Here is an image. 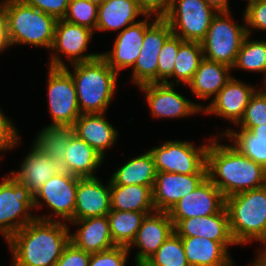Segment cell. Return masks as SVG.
Wrapping results in <instances>:
<instances>
[{
	"instance_id": "obj_14",
	"label": "cell",
	"mask_w": 266,
	"mask_h": 266,
	"mask_svg": "<svg viewBox=\"0 0 266 266\" xmlns=\"http://www.w3.org/2000/svg\"><path fill=\"white\" fill-rule=\"evenodd\" d=\"M145 93L150 113L156 118H181L202 112L204 105L193 103L174 86L166 83H150L139 87Z\"/></svg>"
},
{
	"instance_id": "obj_23",
	"label": "cell",
	"mask_w": 266,
	"mask_h": 266,
	"mask_svg": "<svg viewBox=\"0 0 266 266\" xmlns=\"http://www.w3.org/2000/svg\"><path fill=\"white\" fill-rule=\"evenodd\" d=\"M63 171L59 162L52 161L49 156L37 148L34 144L31 151L23 160L18 172L11 171L10 175L22 182L34 195L53 175Z\"/></svg>"
},
{
	"instance_id": "obj_1",
	"label": "cell",
	"mask_w": 266,
	"mask_h": 266,
	"mask_svg": "<svg viewBox=\"0 0 266 266\" xmlns=\"http://www.w3.org/2000/svg\"><path fill=\"white\" fill-rule=\"evenodd\" d=\"M6 242L11 266H55L70 242L69 224L35 218Z\"/></svg>"
},
{
	"instance_id": "obj_33",
	"label": "cell",
	"mask_w": 266,
	"mask_h": 266,
	"mask_svg": "<svg viewBox=\"0 0 266 266\" xmlns=\"http://www.w3.org/2000/svg\"><path fill=\"white\" fill-rule=\"evenodd\" d=\"M73 133V126L47 125L35 137L33 144L51 158L52 161L64 162L68 140Z\"/></svg>"
},
{
	"instance_id": "obj_9",
	"label": "cell",
	"mask_w": 266,
	"mask_h": 266,
	"mask_svg": "<svg viewBox=\"0 0 266 266\" xmlns=\"http://www.w3.org/2000/svg\"><path fill=\"white\" fill-rule=\"evenodd\" d=\"M207 148V144L196 147L191 142L169 140L149 151L157 172L207 174Z\"/></svg>"
},
{
	"instance_id": "obj_8",
	"label": "cell",
	"mask_w": 266,
	"mask_h": 266,
	"mask_svg": "<svg viewBox=\"0 0 266 266\" xmlns=\"http://www.w3.org/2000/svg\"><path fill=\"white\" fill-rule=\"evenodd\" d=\"M217 13L204 0H172L163 18L174 35L184 41L201 43Z\"/></svg>"
},
{
	"instance_id": "obj_11",
	"label": "cell",
	"mask_w": 266,
	"mask_h": 266,
	"mask_svg": "<svg viewBox=\"0 0 266 266\" xmlns=\"http://www.w3.org/2000/svg\"><path fill=\"white\" fill-rule=\"evenodd\" d=\"M93 34L94 31L88 27L73 24L64 19L58 20L51 47L53 53L51 54L49 67L64 68L67 66L66 62L60 57L61 54H64L71 64L87 62L98 58L101 53H84L88 49V44Z\"/></svg>"
},
{
	"instance_id": "obj_40",
	"label": "cell",
	"mask_w": 266,
	"mask_h": 266,
	"mask_svg": "<svg viewBox=\"0 0 266 266\" xmlns=\"http://www.w3.org/2000/svg\"><path fill=\"white\" fill-rule=\"evenodd\" d=\"M244 14L247 34L251 29L266 30V0H248Z\"/></svg>"
},
{
	"instance_id": "obj_45",
	"label": "cell",
	"mask_w": 266,
	"mask_h": 266,
	"mask_svg": "<svg viewBox=\"0 0 266 266\" xmlns=\"http://www.w3.org/2000/svg\"><path fill=\"white\" fill-rule=\"evenodd\" d=\"M140 9L146 14L155 17H164L172 0H136Z\"/></svg>"
},
{
	"instance_id": "obj_12",
	"label": "cell",
	"mask_w": 266,
	"mask_h": 266,
	"mask_svg": "<svg viewBox=\"0 0 266 266\" xmlns=\"http://www.w3.org/2000/svg\"><path fill=\"white\" fill-rule=\"evenodd\" d=\"M48 70L46 86L52 118L50 125L73 126L81 115L74 81L64 68L49 67Z\"/></svg>"
},
{
	"instance_id": "obj_26",
	"label": "cell",
	"mask_w": 266,
	"mask_h": 266,
	"mask_svg": "<svg viewBox=\"0 0 266 266\" xmlns=\"http://www.w3.org/2000/svg\"><path fill=\"white\" fill-rule=\"evenodd\" d=\"M190 266H233L231 256L220 242L205 237H181Z\"/></svg>"
},
{
	"instance_id": "obj_32",
	"label": "cell",
	"mask_w": 266,
	"mask_h": 266,
	"mask_svg": "<svg viewBox=\"0 0 266 266\" xmlns=\"http://www.w3.org/2000/svg\"><path fill=\"white\" fill-rule=\"evenodd\" d=\"M153 212L117 211L110 210V233L115 246L129 247L146 215Z\"/></svg>"
},
{
	"instance_id": "obj_30",
	"label": "cell",
	"mask_w": 266,
	"mask_h": 266,
	"mask_svg": "<svg viewBox=\"0 0 266 266\" xmlns=\"http://www.w3.org/2000/svg\"><path fill=\"white\" fill-rule=\"evenodd\" d=\"M219 136L233 141L231 145L242 155L266 169V123L253 127L251 130L240 128L239 132L227 129Z\"/></svg>"
},
{
	"instance_id": "obj_4",
	"label": "cell",
	"mask_w": 266,
	"mask_h": 266,
	"mask_svg": "<svg viewBox=\"0 0 266 266\" xmlns=\"http://www.w3.org/2000/svg\"><path fill=\"white\" fill-rule=\"evenodd\" d=\"M231 235L239 244L256 240L266 252V185L225 199Z\"/></svg>"
},
{
	"instance_id": "obj_27",
	"label": "cell",
	"mask_w": 266,
	"mask_h": 266,
	"mask_svg": "<svg viewBox=\"0 0 266 266\" xmlns=\"http://www.w3.org/2000/svg\"><path fill=\"white\" fill-rule=\"evenodd\" d=\"M232 68L203 58L193 79L187 85L191 92L199 99L208 100L215 97L225 84L233 77L230 76Z\"/></svg>"
},
{
	"instance_id": "obj_34",
	"label": "cell",
	"mask_w": 266,
	"mask_h": 266,
	"mask_svg": "<svg viewBox=\"0 0 266 266\" xmlns=\"http://www.w3.org/2000/svg\"><path fill=\"white\" fill-rule=\"evenodd\" d=\"M203 56V48L200 42L184 41L176 55L173 75L175 81L168 82L170 85L183 83L188 85L193 79L194 73L199 67ZM175 83V84H174Z\"/></svg>"
},
{
	"instance_id": "obj_42",
	"label": "cell",
	"mask_w": 266,
	"mask_h": 266,
	"mask_svg": "<svg viewBox=\"0 0 266 266\" xmlns=\"http://www.w3.org/2000/svg\"><path fill=\"white\" fill-rule=\"evenodd\" d=\"M11 119L0 109V151H6L19 144L20 136Z\"/></svg>"
},
{
	"instance_id": "obj_2",
	"label": "cell",
	"mask_w": 266,
	"mask_h": 266,
	"mask_svg": "<svg viewBox=\"0 0 266 266\" xmlns=\"http://www.w3.org/2000/svg\"><path fill=\"white\" fill-rule=\"evenodd\" d=\"M214 138L206 153L207 178L225 198L266 185V169L242 155L232 145H223Z\"/></svg>"
},
{
	"instance_id": "obj_25",
	"label": "cell",
	"mask_w": 266,
	"mask_h": 266,
	"mask_svg": "<svg viewBox=\"0 0 266 266\" xmlns=\"http://www.w3.org/2000/svg\"><path fill=\"white\" fill-rule=\"evenodd\" d=\"M103 161L104 158L96 150L72 133L65 151L63 171L80 178L97 177L95 176L96 169Z\"/></svg>"
},
{
	"instance_id": "obj_46",
	"label": "cell",
	"mask_w": 266,
	"mask_h": 266,
	"mask_svg": "<svg viewBox=\"0 0 266 266\" xmlns=\"http://www.w3.org/2000/svg\"><path fill=\"white\" fill-rule=\"evenodd\" d=\"M10 46L7 36L6 18L3 11L0 9V52L5 51Z\"/></svg>"
},
{
	"instance_id": "obj_35",
	"label": "cell",
	"mask_w": 266,
	"mask_h": 266,
	"mask_svg": "<svg viewBox=\"0 0 266 266\" xmlns=\"http://www.w3.org/2000/svg\"><path fill=\"white\" fill-rule=\"evenodd\" d=\"M250 36L244 38L232 69L261 72L266 77V40L252 41Z\"/></svg>"
},
{
	"instance_id": "obj_15",
	"label": "cell",
	"mask_w": 266,
	"mask_h": 266,
	"mask_svg": "<svg viewBox=\"0 0 266 266\" xmlns=\"http://www.w3.org/2000/svg\"><path fill=\"white\" fill-rule=\"evenodd\" d=\"M225 197L218 187L207 177L170 210L171 219L210 216L220 213L225 208Z\"/></svg>"
},
{
	"instance_id": "obj_10",
	"label": "cell",
	"mask_w": 266,
	"mask_h": 266,
	"mask_svg": "<svg viewBox=\"0 0 266 266\" xmlns=\"http://www.w3.org/2000/svg\"><path fill=\"white\" fill-rule=\"evenodd\" d=\"M80 177L62 171L53 175L34 194L35 209L44 206L50 208L52 213L46 216H36L42 220H58L70 223L74 220V210L76 204V190ZM58 218V219H57ZM62 218V220H60Z\"/></svg>"
},
{
	"instance_id": "obj_43",
	"label": "cell",
	"mask_w": 266,
	"mask_h": 266,
	"mask_svg": "<svg viewBox=\"0 0 266 266\" xmlns=\"http://www.w3.org/2000/svg\"><path fill=\"white\" fill-rule=\"evenodd\" d=\"M91 253L85 252L69 242L55 266H88Z\"/></svg>"
},
{
	"instance_id": "obj_13",
	"label": "cell",
	"mask_w": 266,
	"mask_h": 266,
	"mask_svg": "<svg viewBox=\"0 0 266 266\" xmlns=\"http://www.w3.org/2000/svg\"><path fill=\"white\" fill-rule=\"evenodd\" d=\"M172 34L170 25L163 17L154 18L146 28L140 54L132 68V81L137 87L157 83L159 52Z\"/></svg>"
},
{
	"instance_id": "obj_24",
	"label": "cell",
	"mask_w": 266,
	"mask_h": 266,
	"mask_svg": "<svg viewBox=\"0 0 266 266\" xmlns=\"http://www.w3.org/2000/svg\"><path fill=\"white\" fill-rule=\"evenodd\" d=\"M69 224L79 225L78 230L70 234V242L81 250L97 253L115 247L107 215L73 220Z\"/></svg>"
},
{
	"instance_id": "obj_49",
	"label": "cell",
	"mask_w": 266,
	"mask_h": 266,
	"mask_svg": "<svg viewBox=\"0 0 266 266\" xmlns=\"http://www.w3.org/2000/svg\"><path fill=\"white\" fill-rule=\"evenodd\" d=\"M135 263H136L135 264L136 266H156L148 259H138V260H135Z\"/></svg>"
},
{
	"instance_id": "obj_22",
	"label": "cell",
	"mask_w": 266,
	"mask_h": 266,
	"mask_svg": "<svg viewBox=\"0 0 266 266\" xmlns=\"http://www.w3.org/2000/svg\"><path fill=\"white\" fill-rule=\"evenodd\" d=\"M73 133L87 142L103 158L105 150L116 143L118 131L107 119L105 113L81 114L73 125Z\"/></svg>"
},
{
	"instance_id": "obj_50",
	"label": "cell",
	"mask_w": 266,
	"mask_h": 266,
	"mask_svg": "<svg viewBox=\"0 0 266 266\" xmlns=\"http://www.w3.org/2000/svg\"><path fill=\"white\" fill-rule=\"evenodd\" d=\"M91 3L96 4L97 6L101 5L102 3H104L106 0H88Z\"/></svg>"
},
{
	"instance_id": "obj_28",
	"label": "cell",
	"mask_w": 266,
	"mask_h": 266,
	"mask_svg": "<svg viewBox=\"0 0 266 266\" xmlns=\"http://www.w3.org/2000/svg\"><path fill=\"white\" fill-rule=\"evenodd\" d=\"M146 14L136 0H106L98 6L96 31H119L136 23L138 16ZM125 27V28H124Z\"/></svg>"
},
{
	"instance_id": "obj_20",
	"label": "cell",
	"mask_w": 266,
	"mask_h": 266,
	"mask_svg": "<svg viewBox=\"0 0 266 266\" xmlns=\"http://www.w3.org/2000/svg\"><path fill=\"white\" fill-rule=\"evenodd\" d=\"M111 210V185L98 177L78 179L74 220L106 216Z\"/></svg>"
},
{
	"instance_id": "obj_6",
	"label": "cell",
	"mask_w": 266,
	"mask_h": 266,
	"mask_svg": "<svg viewBox=\"0 0 266 266\" xmlns=\"http://www.w3.org/2000/svg\"><path fill=\"white\" fill-rule=\"evenodd\" d=\"M232 19L230 11L218 12L201 42L204 58L231 68L247 35L246 24L239 25Z\"/></svg>"
},
{
	"instance_id": "obj_37",
	"label": "cell",
	"mask_w": 266,
	"mask_h": 266,
	"mask_svg": "<svg viewBox=\"0 0 266 266\" xmlns=\"http://www.w3.org/2000/svg\"><path fill=\"white\" fill-rule=\"evenodd\" d=\"M98 6L88 0H70L64 20L96 31Z\"/></svg>"
},
{
	"instance_id": "obj_29",
	"label": "cell",
	"mask_w": 266,
	"mask_h": 266,
	"mask_svg": "<svg viewBox=\"0 0 266 266\" xmlns=\"http://www.w3.org/2000/svg\"><path fill=\"white\" fill-rule=\"evenodd\" d=\"M156 168L152 154H144L131 158L111 175L110 185H144L154 187Z\"/></svg>"
},
{
	"instance_id": "obj_19",
	"label": "cell",
	"mask_w": 266,
	"mask_h": 266,
	"mask_svg": "<svg viewBox=\"0 0 266 266\" xmlns=\"http://www.w3.org/2000/svg\"><path fill=\"white\" fill-rule=\"evenodd\" d=\"M207 177V174H179L157 172L153 187V203L156 211L169 210Z\"/></svg>"
},
{
	"instance_id": "obj_44",
	"label": "cell",
	"mask_w": 266,
	"mask_h": 266,
	"mask_svg": "<svg viewBox=\"0 0 266 266\" xmlns=\"http://www.w3.org/2000/svg\"><path fill=\"white\" fill-rule=\"evenodd\" d=\"M26 4L33 6L42 12L53 16L57 20L63 19L70 0H23Z\"/></svg>"
},
{
	"instance_id": "obj_36",
	"label": "cell",
	"mask_w": 266,
	"mask_h": 266,
	"mask_svg": "<svg viewBox=\"0 0 266 266\" xmlns=\"http://www.w3.org/2000/svg\"><path fill=\"white\" fill-rule=\"evenodd\" d=\"M148 260L156 266H190L187 262L181 237L175 232L165 240Z\"/></svg>"
},
{
	"instance_id": "obj_47",
	"label": "cell",
	"mask_w": 266,
	"mask_h": 266,
	"mask_svg": "<svg viewBox=\"0 0 266 266\" xmlns=\"http://www.w3.org/2000/svg\"><path fill=\"white\" fill-rule=\"evenodd\" d=\"M208 5L213 7L217 12H228L229 0H204Z\"/></svg>"
},
{
	"instance_id": "obj_51",
	"label": "cell",
	"mask_w": 266,
	"mask_h": 266,
	"mask_svg": "<svg viewBox=\"0 0 266 266\" xmlns=\"http://www.w3.org/2000/svg\"><path fill=\"white\" fill-rule=\"evenodd\" d=\"M263 86H264V88H263V90H262V92L266 95V77L264 78V81H263Z\"/></svg>"
},
{
	"instance_id": "obj_7",
	"label": "cell",
	"mask_w": 266,
	"mask_h": 266,
	"mask_svg": "<svg viewBox=\"0 0 266 266\" xmlns=\"http://www.w3.org/2000/svg\"><path fill=\"white\" fill-rule=\"evenodd\" d=\"M34 195L13 176H3L0 181V233L7 241L18 230L36 218Z\"/></svg>"
},
{
	"instance_id": "obj_39",
	"label": "cell",
	"mask_w": 266,
	"mask_h": 266,
	"mask_svg": "<svg viewBox=\"0 0 266 266\" xmlns=\"http://www.w3.org/2000/svg\"><path fill=\"white\" fill-rule=\"evenodd\" d=\"M266 123V95L257 89L251 96L243 118L237 124L239 128L251 130L253 127Z\"/></svg>"
},
{
	"instance_id": "obj_3",
	"label": "cell",
	"mask_w": 266,
	"mask_h": 266,
	"mask_svg": "<svg viewBox=\"0 0 266 266\" xmlns=\"http://www.w3.org/2000/svg\"><path fill=\"white\" fill-rule=\"evenodd\" d=\"M71 65L74 71L71 72L67 66L64 69L74 81L81 114L106 113L116 91L118 73L101 55L94 60Z\"/></svg>"
},
{
	"instance_id": "obj_48",
	"label": "cell",
	"mask_w": 266,
	"mask_h": 266,
	"mask_svg": "<svg viewBox=\"0 0 266 266\" xmlns=\"http://www.w3.org/2000/svg\"><path fill=\"white\" fill-rule=\"evenodd\" d=\"M250 266H266V252L259 251L254 262Z\"/></svg>"
},
{
	"instance_id": "obj_18",
	"label": "cell",
	"mask_w": 266,
	"mask_h": 266,
	"mask_svg": "<svg viewBox=\"0 0 266 266\" xmlns=\"http://www.w3.org/2000/svg\"><path fill=\"white\" fill-rule=\"evenodd\" d=\"M151 15H145L144 20L122 29L114 41L111 51L101 53L108 65L116 72L133 67L142 47L146 28L152 23L148 21Z\"/></svg>"
},
{
	"instance_id": "obj_5",
	"label": "cell",
	"mask_w": 266,
	"mask_h": 266,
	"mask_svg": "<svg viewBox=\"0 0 266 266\" xmlns=\"http://www.w3.org/2000/svg\"><path fill=\"white\" fill-rule=\"evenodd\" d=\"M10 46L27 44L51 49L57 19L23 0H1Z\"/></svg>"
},
{
	"instance_id": "obj_21",
	"label": "cell",
	"mask_w": 266,
	"mask_h": 266,
	"mask_svg": "<svg viewBox=\"0 0 266 266\" xmlns=\"http://www.w3.org/2000/svg\"><path fill=\"white\" fill-rule=\"evenodd\" d=\"M174 232V225L168 212L155 211L146 215L138 232L128 247H138L135 260L149 259Z\"/></svg>"
},
{
	"instance_id": "obj_16",
	"label": "cell",
	"mask_w": 266,
	"mask_h": 266,
	"mask_svg": "<svg viewBox=\"0 0 266 266\" xmlns=\"http://www.w3.org/2000/svg\"><path fill=\"white\" fill-rule=\"evenodd\" d=\"M171 220L179 237H205L220 242L226 249L237 245L231 235L226 208L210 216Z\"/></svg>"
},
{
	"instance_id": "obj_41",
	"label": "cell",
	"mask_w": 266,
	"mask_h": 266,
	"mask_svg": "<svg viewBox=\"0 0 266 266\" xmlns=\"http://www.w3.org/2000/svg\"><path fill=\"white\" fill-rule=\"evenodd\" d=\"M129 249L123 246H115L111 249L91 253L88 266H125Z\"/></svg>"
},
{
	"instance_id": "obj_38",
	"label": "cell",
	"mask_w": 266,
	"mask_h": 266,
	"mask_svg": "<svg viewBox=\"0 0 266 266\" xmlns=\"http://www.w3.org/2000/svg\"><path fill=\"white\" fill-rule=\"evenodd\" d=\"M184 42L180 37L172 34L162 46L157 66V83L168 84V79H171L174 70V63L179 46Z\"/></svg>"
},
{
	"instance_id": "obj_17",
	"label": "cell",
	"mask_w": 266,
	"mask_h": 266,
	"mask_svg": "<svg viewBox=\"0 0 266 266\" xmlns=\"http://www.w3.org/2000/svg\"><path fill=\"white\" fill-rule=\"evenodd\" d=\"M255 88L232 77L212 98L210 104L204 106L202 112L204 114H215L237 125L243 118L249 100L256 91Z\"/></svg>"
},
{
	"instance_id": "obj_31",
	"label": "cell",
	"mask_w": 266,
	"mask_h": 266,
	"mask_svg": "<svg viewBox=\"0 0 266 266\" xmlns=\"http://www.w3.org/2000/svg\"><path fill=\"white\" fill-rule=\"evenodd\" d=\"M111 210L155 212L153 187L144 185H111Z\"/></svg>"
}]
</instances>
